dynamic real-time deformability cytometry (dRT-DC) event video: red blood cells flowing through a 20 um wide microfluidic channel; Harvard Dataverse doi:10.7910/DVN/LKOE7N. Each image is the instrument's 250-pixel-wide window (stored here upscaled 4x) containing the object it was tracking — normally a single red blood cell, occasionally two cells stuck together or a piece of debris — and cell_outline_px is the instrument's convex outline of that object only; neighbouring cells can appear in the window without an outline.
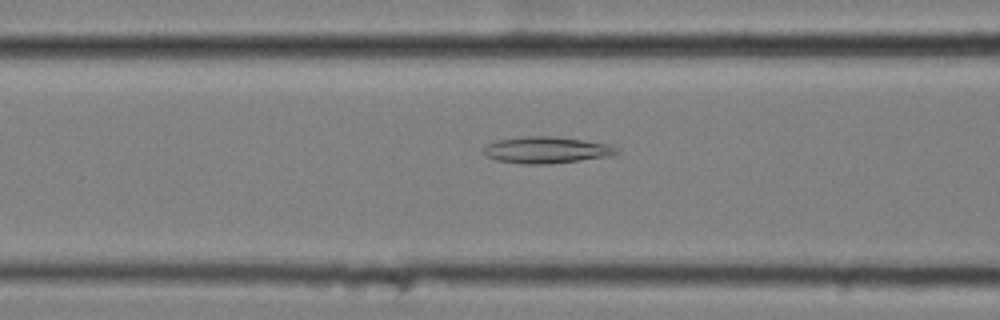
{"species": "common noctule bat (a hibernating species)", "species_latin": "Nyctalus noctula", "temperature_condition": "cold", "stored_images_in_passage": 36, "camera_frame_rate_fps": 3000, "um_per_image_px": 0.085, "animal": {"sex": "female", "body_mass_g": 25.1}, "frame": {"image": 1, "passage_image": 6, "time_ms": 1.667, "image_size_px": [1000, 320], "cell_outline_px": [[620, 152], [612, 156], [548, 164], [524, 164], [496, 160], [488, 156], [484, 152], [484, 148], [488, 144], [496, 140], [524, 136], [548, 136], [584, 140], [612, 144]], "centroid_in_image_um": [46.49, 12.75], "position_along_channel_um": 120.1, "area_um2": 20.58}}
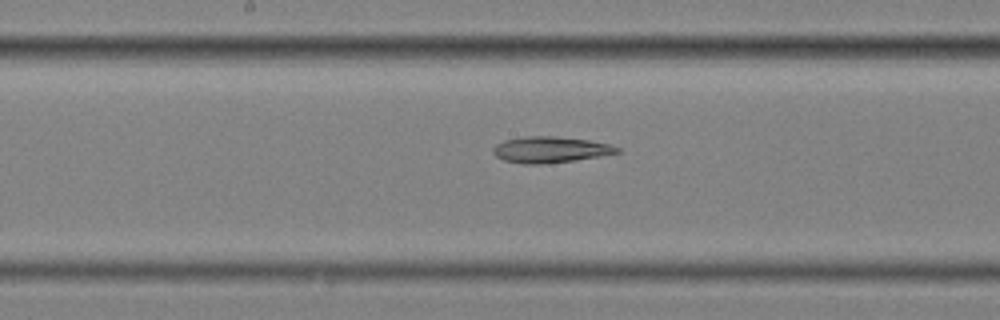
{"frame": {"image": 2, "passage_image": 13, "time_ms": 4.0, "image_size_px": [1000, 320], "cell_outline_px": [[620, 152], [600, 156], [576, 160], [544, 164], [524, 164], [504, 160], [496, 156], [492, 152], [492, 148], [496, 144], [504, 140], [524, 136], [556, 136], [588, 140], [608, 144], [620, 148]], "centroid_in_image_um": [46.74, 12.72], "position_along_channel_um": 201.5, "area_um2": 18.9}}
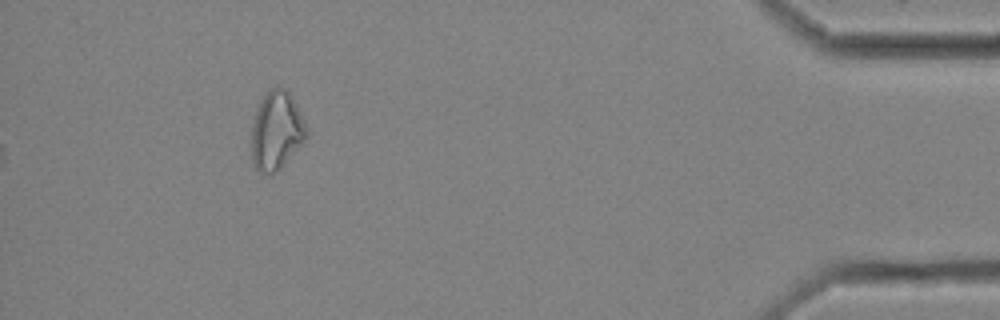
{"frame": {"image": 3, "passage_image": 36, "time_ms": 11.667, "image_size_px": [1000, 320], "cell_outline_px": [[308, 136], [280, 168], [272, 176], [260, 172], [256, 168], [252, 160], [252, 124], [256, 108], [268, 88], [276, 84], [284, 88], [292, 96], [308, 128]], "centroid_in_image_um": [23.49, 11.07], "position_along_channel_um": 411.7, "area_um2": 25.37}}